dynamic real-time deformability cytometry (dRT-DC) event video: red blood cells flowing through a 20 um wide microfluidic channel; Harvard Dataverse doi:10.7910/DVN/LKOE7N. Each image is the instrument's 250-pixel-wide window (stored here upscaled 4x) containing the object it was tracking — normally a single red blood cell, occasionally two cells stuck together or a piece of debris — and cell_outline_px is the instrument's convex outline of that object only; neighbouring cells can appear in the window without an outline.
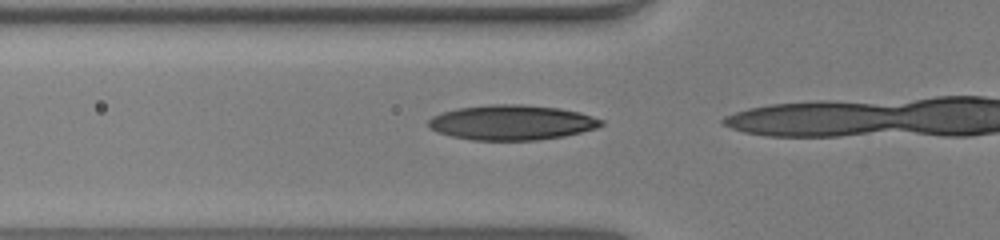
{"species": "human", "species_latin": "Homo sapiens", "temperature_condition": "warm", "stored_images_in_passage": 4, "camera_frame_rate_fps": 3000, "um_per_image_px": 0.085, "donor": {"sex": "male"}, "frame": {"image": 1, "passage_image": 2, "time_ms": 0.333, "image_size_px": [1000, 240], "cell_outline_px": [[604, 124], [596, 128], [564, 136], [536, 140], [472, 140], [452, 136], [436, 132], [428, 124], [428, 120], [432, 116], [456, 108], [492, 104], [524, 104], [560, 108], [580, 112], [604, 120]], "centroid_in_image_um": [43.51, 10.4], "position_along_channel_um": 82.3, "area_um2": 35.26}}